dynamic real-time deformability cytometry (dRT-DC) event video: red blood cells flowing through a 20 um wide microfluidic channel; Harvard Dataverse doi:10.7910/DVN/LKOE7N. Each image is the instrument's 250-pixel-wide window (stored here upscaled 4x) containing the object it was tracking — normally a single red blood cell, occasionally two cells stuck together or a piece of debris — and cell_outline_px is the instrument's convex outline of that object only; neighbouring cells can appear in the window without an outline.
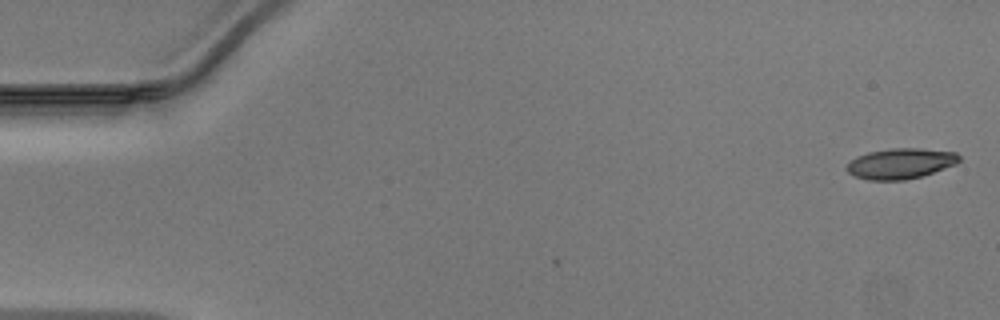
{"species": "Egyptian fruit bat (a non-hibernating species)", "species_latin": "Rousettus aegyptiacus", "temperature_condition": "warm", "stored_images_in_passage": 6, "camera_frame_rate_fps": 3000, "um_per_image_px": 0.085, "animal": {"sex": "male"}, "frame": {"image": 1, "passage_image": 1, "time_ms": 0.0, "image_size_px": [1000, 320], "cell_outline_px": [[960, 160], [956, 164], [920, 176], [904, 180], [868, 180], [856, 176], [848, 172], [844, 168], [856, 156], [868, 152], [892, 148], [920, 148], [956, 152], [960, 156]], "centroid_in_image_um": [76.54, 13.89], "position_along_channel_um": 8.5, "area_um2": 19.88}}